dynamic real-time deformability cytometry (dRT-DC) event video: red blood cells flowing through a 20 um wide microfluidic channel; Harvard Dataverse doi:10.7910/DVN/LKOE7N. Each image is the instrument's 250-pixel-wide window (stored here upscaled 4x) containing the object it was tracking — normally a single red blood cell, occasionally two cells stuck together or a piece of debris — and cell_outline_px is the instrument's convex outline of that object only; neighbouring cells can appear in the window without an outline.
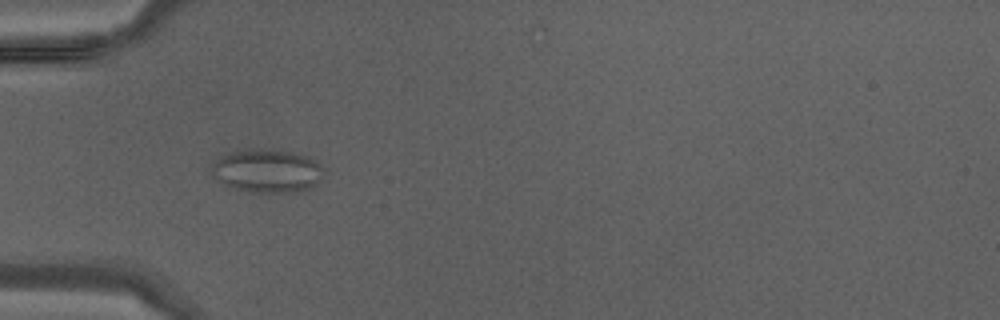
{"species": "Egyptian fruit bat (a non-hibernating species)", "species_latin": "Rousettus aegyptiacus", "temperature_condition": "warm", "stored_images_in_passage": 40, "camera_frame_rate_fps": 3000, "um_per_image_px": 0.085, "animal": {"sex": "male"}, "frame": {"image": 1, "passage_image": 12, "time_ms": 3.667, "image_size_px": [1000, 320], "cell_outline_px": [[324, 172], [320, 180], [316, 184], [300, 192], [248, 192], [236, 188], [212, 176], [212, 164], [216, 160], [232, 152], [248, 148], [252, 148], [296, 152], [316, 160], [324, 168]], "centroid_in_image_um": [22.76, 14.51], "position_along_channel_um": 62.2, "area_um2": 28.21}}
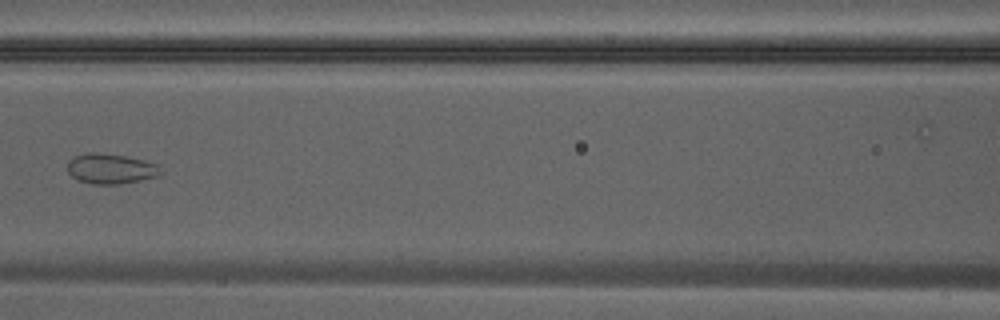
{"frame": {"image": 2, "passage_image": 18, "time_ms": 5.667, "image_size_px": [1000, 320], "cell_outline_px": [[160, 176], [120, 184], [92, 184], [80, 180], [72, 176], [68, 172], [68, 160], [76, 156], [88, 152], [96, 152], [124, 156], [144, 160], [160, 164]], "centroid_in_image_um": [9.44, 14.34], "position_along_channel_um": 157.2, "area_um2": 16.36}}
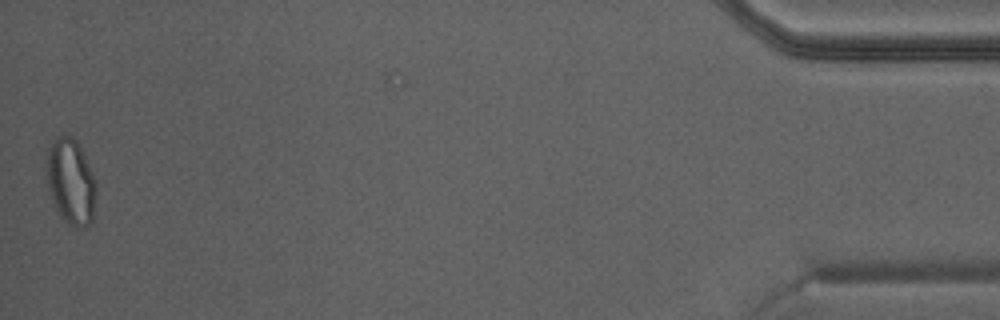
{"frame": {"image": 3, "passage_image": 40, "time_ms": 13.0, "image_size_px": [1000, 320], "cell_outline_px": [[96, 188], [92, 224], [76, 228], [64, 220], [56, 208], [52, 200], [48, 188], [44, 168], [48, 148], [64, 132], [72, 136], [76, 140], [84, 156], [96, 184]], "centroid_in_image_um": [5.99, 15.43], "position_along_channel_um": 429.2, "area_um2": 24.74}}